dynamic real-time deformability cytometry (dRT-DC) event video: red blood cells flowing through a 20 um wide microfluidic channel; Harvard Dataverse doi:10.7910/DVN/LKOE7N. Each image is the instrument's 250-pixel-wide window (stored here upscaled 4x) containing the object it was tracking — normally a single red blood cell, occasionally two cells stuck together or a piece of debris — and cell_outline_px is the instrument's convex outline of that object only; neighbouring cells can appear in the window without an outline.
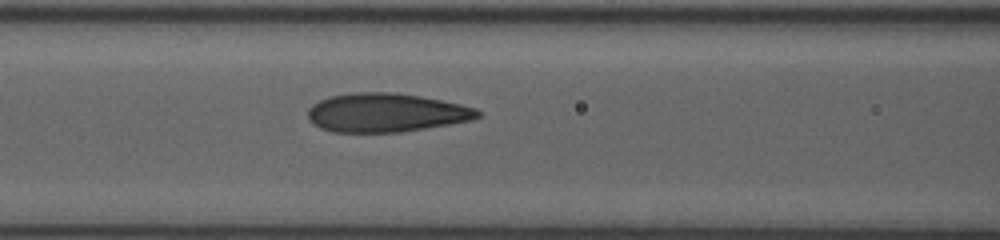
{"species": "human", "species_latin": "Homo sapiens", "temperature_condition": "room temperature", "stored_images_in_passage": 36, "camera_frame_rate_fps": 3000, "um_per_image_px": 0.085, "donor": {"sex": "female"}, "frame": {"image": 1, "passage_image": 16, "time_ms": 5.0, "image_size_px": [1000, 240], "cell_outline_px": [[480, 116], [472, 120], [400, 132], [332, 132], [320, 128], [312, 124], [308, 120], [308, 108], [312, 104], [328, 96], [352, 92], [392, 92], [420, 96], [460, 104], [476, 108], [480, 112]], "centroid_in_image_um": [32.75, 9.57], "position_along_channel_um": 133.8, "area_um2": 38.44}}
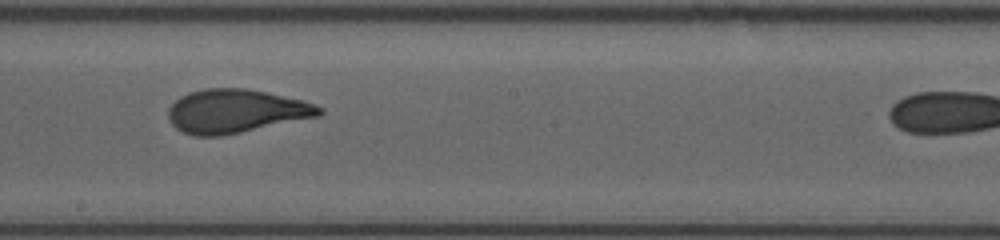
{"frame": {"image": 2, "passage_image": 23, "time_ms": 7.333, "image_size_px": [1000, 240], "cell_outline_px": [[324, 112], [320, 116], [220, 136], [196, 136], [184, 132], [176, 128], [168, 120], [168, 108], [180, 96], [188, 92], [204, 88], [248, 88], [268, 92], [304, 100], [316, 104], [324, 108]], "centroid_in_image_um": [20.06, 9.43], "position_along_channel_um": 228.1, "area_um2": 38.61}}
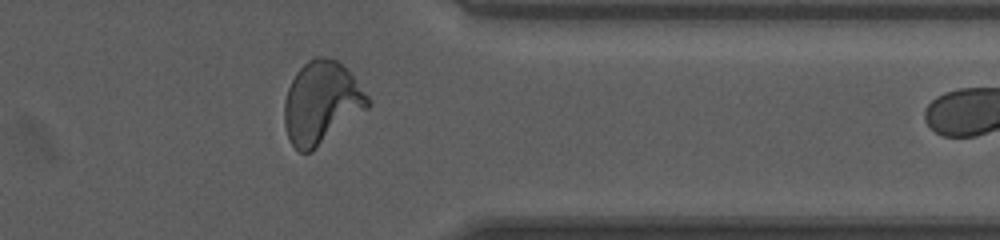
{"frame": {"image": 3, "passage_image": 35, "time_ms": 11.333, "image_size_px": [1000, 240], "cell_outline_px": [[372, 104], [368, 108], [312, 152], [300, 152], [288, 140], [284, 124], [284, 100], [288, 88], [296, 72], [308, 60], [316, 56], [320, 56], [336, 60], [344, 64], [368, 96]], "centroid_in_image_um": [27.32, 8.74], "position_along_channel_um": 384.1, "area_um2": 40.23}}